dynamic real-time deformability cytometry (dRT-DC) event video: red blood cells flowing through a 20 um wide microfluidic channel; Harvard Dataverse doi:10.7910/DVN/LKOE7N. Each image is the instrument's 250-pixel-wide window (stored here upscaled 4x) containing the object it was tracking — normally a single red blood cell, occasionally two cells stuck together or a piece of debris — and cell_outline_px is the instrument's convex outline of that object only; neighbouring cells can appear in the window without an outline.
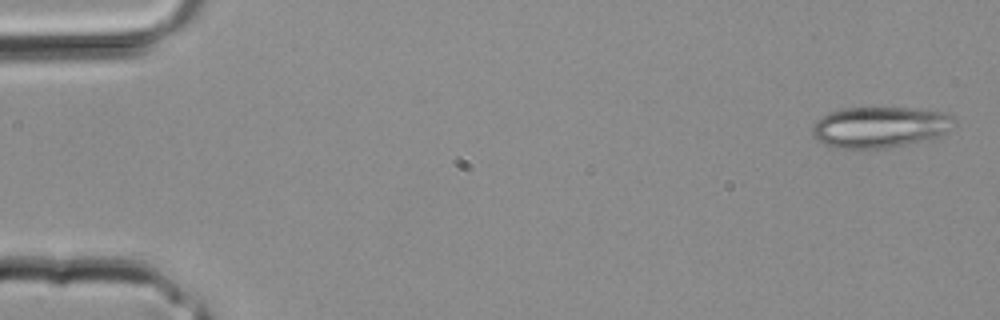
{"species": "common noctule bat (a hibernating species)", "species_latin": "Nyctalus noctula", "temperature_condition": "room temperature", "stored_images_in_passage": 2, "camera_frame_rate_fps": 3000, "um_per_image_px": 0.085, "animal": {"sex": "male", "body_mass_g": 20.4}, "frame": {"image": 1, "passage_image": 2, "time_ms": 0.333, "image_size_px": [1000, 320], "cell_outline_px": [[956, 124], [940, 136], [888, 148], [836, 148], [824, 144], [816, 140], [812, 136], [812, 128], [816, 120], [832, 112], [844, 108], [908, 108], [940, 112], [952, 116], [956, 120]], "centroid_in_image_um": [74.77, 10.81], "position_along_channel_um": 10.2, "area_um2": 33.64}}